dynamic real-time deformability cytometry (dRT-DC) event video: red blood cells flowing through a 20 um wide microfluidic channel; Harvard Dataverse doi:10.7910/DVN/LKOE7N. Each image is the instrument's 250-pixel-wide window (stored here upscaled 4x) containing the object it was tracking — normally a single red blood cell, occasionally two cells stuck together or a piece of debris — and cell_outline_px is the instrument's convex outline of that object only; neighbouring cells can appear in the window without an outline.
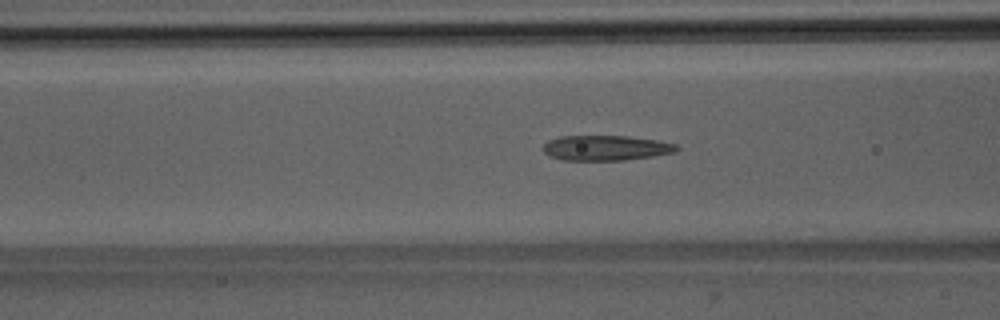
{"species": "Egyptian fruit bat (a non-hibernating species)", "species_latin": "Rousettus aegyptiacus", "temperature_condition": "room temperature", "stored_images_in_passage": 41, "camera_frame_rate_fps": 3000, "um_per_image_px": 0.085, "animal": {"sex": "male"}, "frame": {"image": 1, "passage_image": 10, "time_ms": 3.0, "image_size_px": [1000, 320], "cell_outline_px": [[680, 148], [676, 152], [652, 156], [624, 160], [560, 160], [548, 156], [540, 148], [548, 140], [560, 136], [628, 136], [656, 140], [676, 144]], "centroid_in_image_um": [51.45, 12.57], "position_along_channel_um": 115.1, "area_um2": 19.71}}
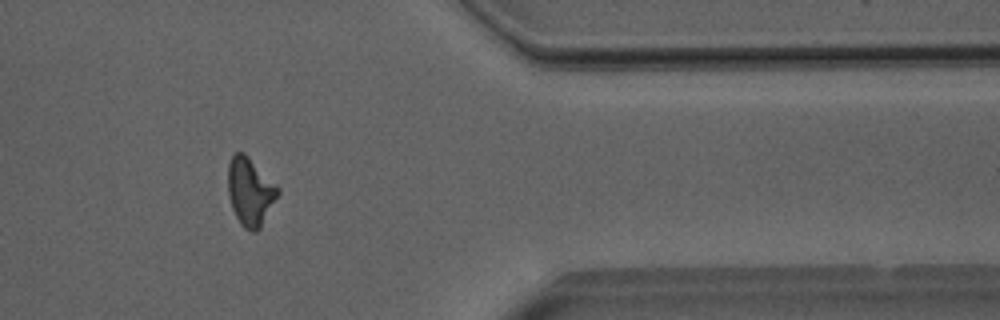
{"frame": {"image": 2, "passage_image": 32, "time_ms": 10.333, "image_size_px": [1000, 320], "cell_outline_px": [[280, 192], [260, 228], [256, 232], [252, 232], [244, 228], [240, 224], [232, 208], [228, 196], [228, 164], [232, 156], [236, 152], [244, 152], [280, 188]], "centroid_in_image_um": [21.26, 16.29], "position_along_channel_um": 390.1, "area_um2": 19.77}}
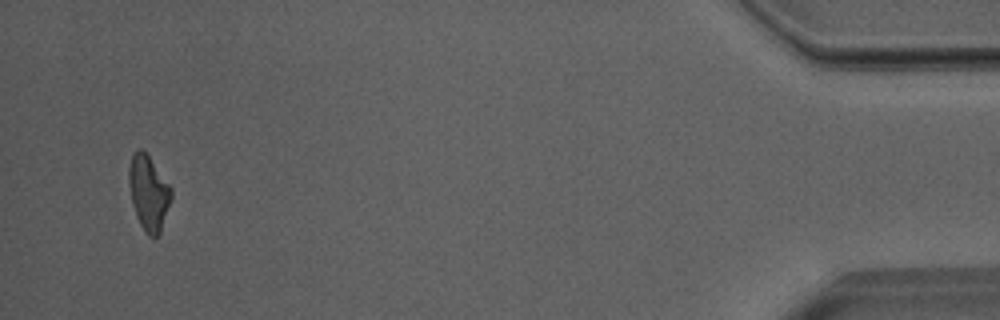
{"frame": {"image": 3, "passage_image": 39, "time_ms": 12.667, "image_size_px": [1000, 320], "cell_outline_px": [[172, 196], [160, 232], [156, 236], [148, 236], [144, 232], [136, 216], [132, 204], [128, 184], [128, 168], [132, 152], [136, 148], [140, 148], [148, 156], [172, 188]], "centroid_in_image_um": [12.6, 16.37], "position_along_channel_um": 422.6, "area_um2": 18.5}, "authors_computed_cell_mechanics": {"area_um2": 19.2474, "velocity_mm_per_s": 4.0176, "shape_relaxation_time_tau1_ms": 10.2688, "shape_relaxation_time_tau2_ms": 2.9199, "deformation_change_tau1": 0.2624, "deformation_change_tau2": 0.1249}}